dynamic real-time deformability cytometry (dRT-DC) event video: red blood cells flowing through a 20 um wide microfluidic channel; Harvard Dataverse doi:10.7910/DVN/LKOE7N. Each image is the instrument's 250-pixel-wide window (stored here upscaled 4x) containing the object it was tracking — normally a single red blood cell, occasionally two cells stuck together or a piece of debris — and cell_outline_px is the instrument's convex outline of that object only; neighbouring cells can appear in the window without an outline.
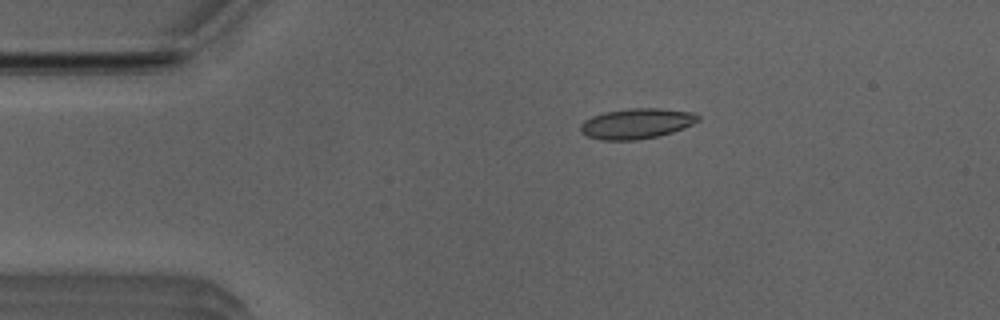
{"species": "Egyptian fruit bat (a non-hibernating species)", "species_latin": "Rousettus aegyptiacus", "temperature_condition": "room temperature", "stored_images_in_passage": 16, "camera_frame_rate_fps": 3000, "um_per_image_px": 0.085, "animal": {"sex": "male"}, "frame": {"image": 1, "passage_image": 10, "time_ms": 3.0, "image_size_px": [1000, 320], "cell_outline_px": [[700, 120], [684, 128], [660, 136], [636, 140], [600, 140], [588, 136], [580, 132], [580, 124], [584, 120], [592, 116], [604, 112], [632, 108], [660, 108], [692, 112], [700, 116]], "centroid_in_image_um": [54.1, 10.5], "position_along_channel_um": 30.9, "area_um2": 20.92}}